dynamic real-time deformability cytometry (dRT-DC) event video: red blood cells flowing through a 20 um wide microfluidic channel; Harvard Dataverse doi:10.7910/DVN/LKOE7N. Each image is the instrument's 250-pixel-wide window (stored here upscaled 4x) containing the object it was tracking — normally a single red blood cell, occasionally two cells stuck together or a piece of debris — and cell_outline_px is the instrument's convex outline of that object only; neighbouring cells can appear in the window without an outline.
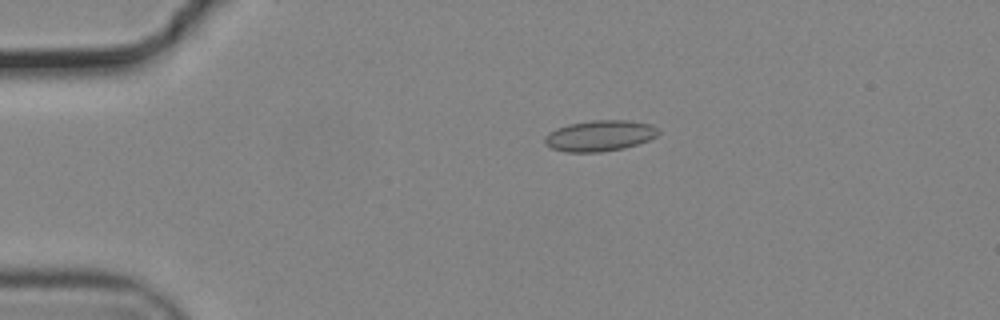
{"species": "common noctule bat (a hibernating species)", "species_latin": "Nyctalus noctula", "temperature_condition": "cold", "stored_images_in_passage": 18, "camera_frame_rate_fps": 3000, "um_per_image_px": 0.085, "animal": {"sex": "male", "body_mass_g": 19.2, "forearm_length_mm": 51.8}, "frame": {"image": 1, "passage_image": 9, "time_ms": 2.667, "image_size_px": [1000, 320], "cell_outline_px": [[660, 132], [656, 136], [648, 140], [624, 148], [600, 152], [564, 152], [552, 148], [544, 144], [544, 136], [548, 132], [556, 128], [568, 124], [592, 120], [628, 120], [652, 124]], "centroid_in_image_um": [50.94, 11.53], "position_along_channel_um": 34.1, "area_um2": 20.58}}
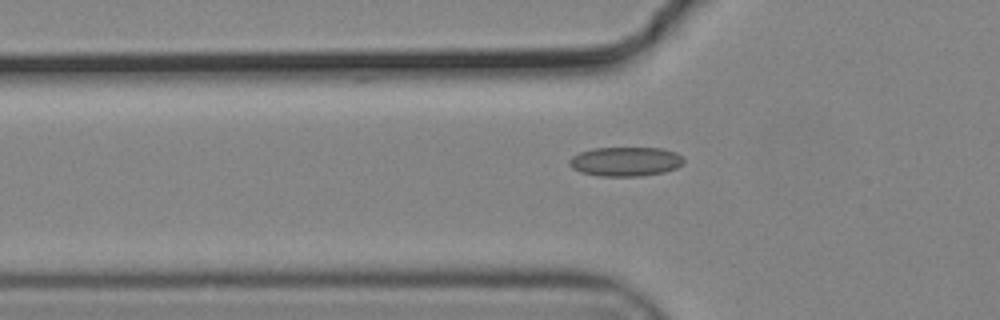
{"frame": {"image": 2, "passage_image": 16, "time_ms": 5.0, "image_size_px": [1000, 320], "cell_outline_px": [[684, 164], [676, 168], [664, 172], [640, 176], [600, 176], [580, 172], [572, 168], [568, 164], [568, 160], [572, 156], [580, 152], [592, 148], [664, 148], [676, 152], [684, 156]], "centroid_in_image_um": [53.19, 13.72], "position_along_channel_um": 72.6, "area_um2": 19.77}}